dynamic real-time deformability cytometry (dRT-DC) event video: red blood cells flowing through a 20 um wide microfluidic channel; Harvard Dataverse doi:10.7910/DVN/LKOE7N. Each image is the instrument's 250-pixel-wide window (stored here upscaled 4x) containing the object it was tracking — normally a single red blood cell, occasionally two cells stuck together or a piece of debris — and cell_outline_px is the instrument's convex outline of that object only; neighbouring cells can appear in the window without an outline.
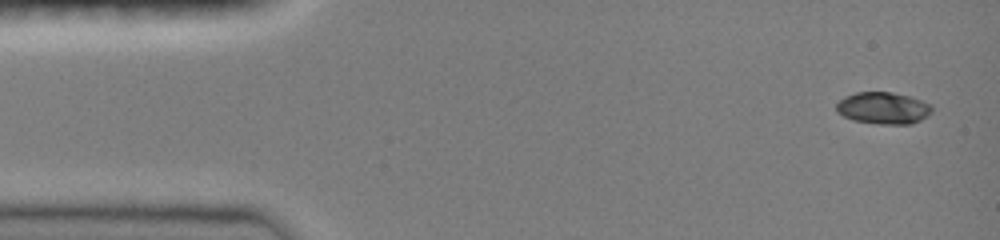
{"species": "common noctule bat (a hibernating species)", "species_latin": "Nyctalus noctula", "temperature_condition": "room temperature", "stored_images_in_passage": 8, "camera_frame_rate_fps": 3000, "um_per_image_px": 0.085, "animal": {"sex": "female", "body_mass_g": 19.0, "forearm_length_mm": 51.5}, "frame": {"image": 1, "passage_image": 1, "time_ms": 0.0, "image_size_px": [1000, 240], "cell_outline_px": [[932, 112], [928, 116], [912, 124], [880, 124], [852, 120], [836, 112], [836, 104], [844, 96], [856, 92], [892, 92], [908, 96], [932, 104]], "centroid_in_image_um": [75.07, 9.19], "position_along_channel_um": 9.9, "area_um2": 17.86}}
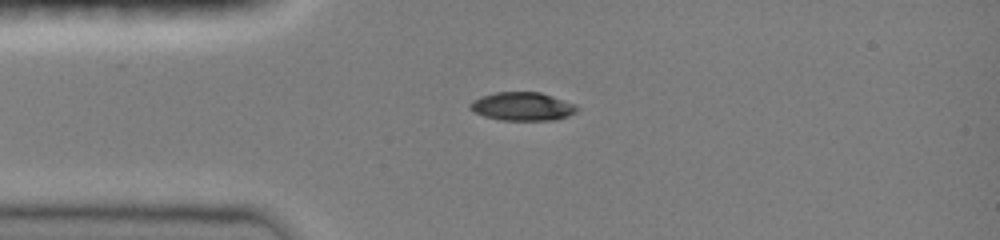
{"frame": {"image": 2, "passage_image": 6, "time_ms": 1.667, "image_size_px": [1000, 240], "cell_outline_px": [[580, 108], [576, 112], [568, 116], [556, 120], [500, 120], [484, 116], [468, 108], [468, 104], [472, 100], [480, 96], [496, 92], [540, 92], [576, 104]], "centroid_in_image_um": [44.4, 9.04], "position_along_channel_um": 40.6, "area_um2": 17.86}}
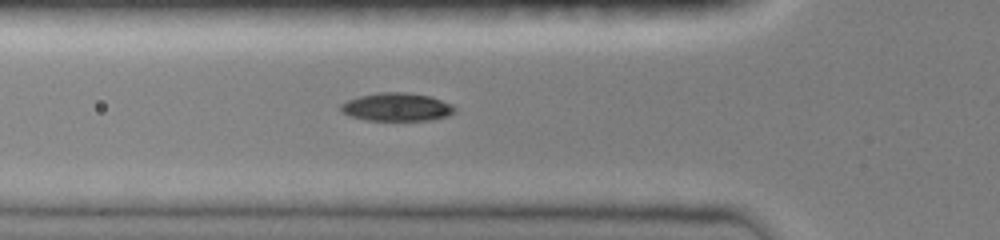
{"frame": {"image": 3, "passage_image": 8, "time_ms": 2.333, "image_size_px": [1000, 240], "cell_outline_px": [[456, 112], [448, 116], [432, 120], [368, 120], [348, 116], [340, 108], [340, 104], [348, 100], [360, 96], [380, 92], [408, 92], [432, 96], [452, 104], [456, 108]], "centroid_in_image_um": [33.77, 9.09], "position_along_channel_um": 92.0, "area_um2": 18.84}}